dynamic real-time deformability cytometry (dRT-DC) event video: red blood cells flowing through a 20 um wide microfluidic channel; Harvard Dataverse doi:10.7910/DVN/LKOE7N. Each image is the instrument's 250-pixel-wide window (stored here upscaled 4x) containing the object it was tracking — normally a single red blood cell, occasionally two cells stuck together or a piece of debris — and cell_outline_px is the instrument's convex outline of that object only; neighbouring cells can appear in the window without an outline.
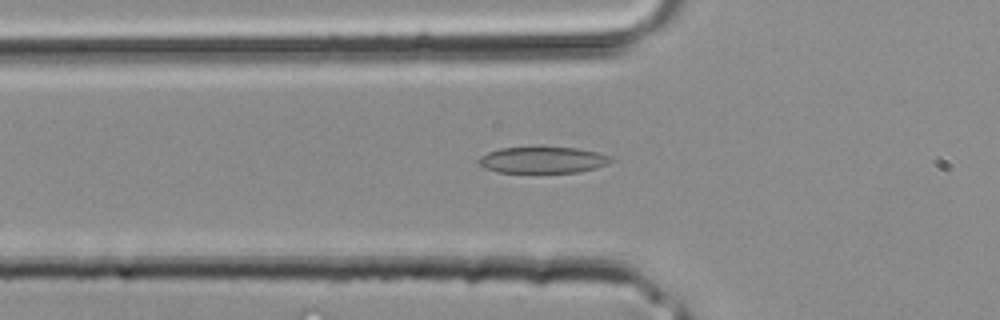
{"species": "common noctule bat (a hibernating species)", "species_latin": "Nyctalus noctula", "temperature_condition": "room temperature", "stored_images_in_passage": 9, "camera_frame_rate_fps": 3000, "um_per_image_px": 0.085, "animal": {"sex": "male", "body_mass_g": 20.4}, "frame": {"image": 1, "passage_image": 8, "time_ms": 2.333, "image_size_px": [1000, 320], "cell_outline_px": [[616, 160], [608, 164], [596, 168], [580, 172], [496, 172], [484, 168], [476, 160], [480, 156], [488, 152], [500, 148], [532, 144], [576, 148], [596, 152], [612, 156]], "centroid_in_image_um": [46.13, 13.55], "position_along_channel_um": 79.7, "area_um2": 21.33}}